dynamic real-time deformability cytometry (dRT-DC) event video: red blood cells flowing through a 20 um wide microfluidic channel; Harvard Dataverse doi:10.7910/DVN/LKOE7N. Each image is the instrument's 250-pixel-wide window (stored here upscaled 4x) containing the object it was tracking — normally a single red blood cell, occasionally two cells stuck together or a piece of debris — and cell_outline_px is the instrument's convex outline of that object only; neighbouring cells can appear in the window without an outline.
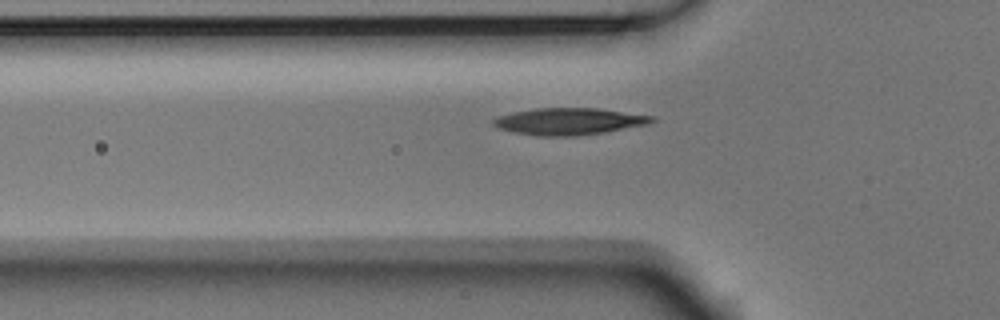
{"species": "Egyptian fruit bat (a non-hibernating species)", "species_latin": "Rousettus aegyptiacus", "temperature_condition": "room temperature", "stored_images_in_passage": 40, "camera_frame_rate_fps": 3000, "um_per_image_px": 0.085, "animal": {"sex": "male"}, "frame": {"image": 1, "passage_image": 6, "time_ms": 1.667, "image_size_px": [1000, 320], "cell_outline_px": [[656, 120], [648, 124], [604, 132], [576, 136], [536, 136], [512, 132], [500, 128], [492, 124], [492, 120], [500, 116], [516, 112], [536, 108], [596, 108], [656, 116]], "centroid_in_image_um": [48.4, 10.32], "position_along_channel_um": 77.4, "area_um2": 24.68}}
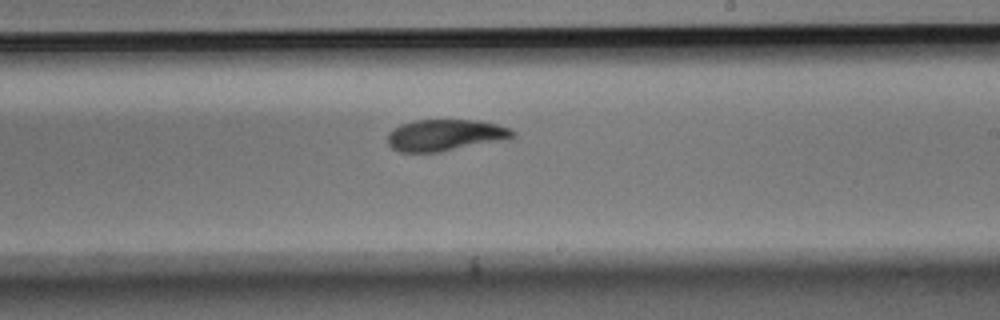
{"frame": {"image": 2, "passage_image": 20, "time_ms": 6.333, "image_size_px": [1000, 320], "cell_outline_px": [[516, 136], [504, 140], [440, 152], [400, 152], [392, 148], [388, 144], [388, 132], [400, 124], [416, 120], [476, 120], [496, 124], [508, 128], [516, 132]], "centroid_in_image_um": [37.83, 11.49], "position_along_channel_um": 251.2, "area_um2": 23.0}}
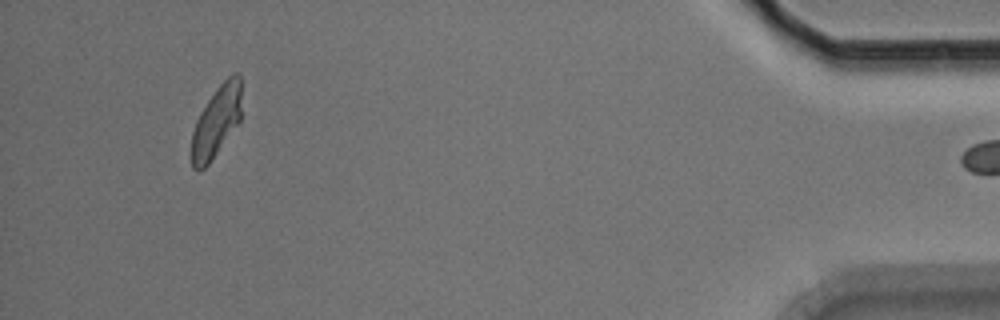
{"frame": {"image": 3, "passage_image": 39, "time_ms": 12.667, "image_size_px": [1000, 320], "cell_outline_px": [[240, 120], [208, 164], [204, 168], [192, 168], [192, 132], [196, 120], [200, 112], [216, 88], [232, 72], [236, 72], [240, 76]], "centroid_in_image_um": [18.39, 10.29], "position_along_channel_um": 416.8, "area_um2": 20.17}}